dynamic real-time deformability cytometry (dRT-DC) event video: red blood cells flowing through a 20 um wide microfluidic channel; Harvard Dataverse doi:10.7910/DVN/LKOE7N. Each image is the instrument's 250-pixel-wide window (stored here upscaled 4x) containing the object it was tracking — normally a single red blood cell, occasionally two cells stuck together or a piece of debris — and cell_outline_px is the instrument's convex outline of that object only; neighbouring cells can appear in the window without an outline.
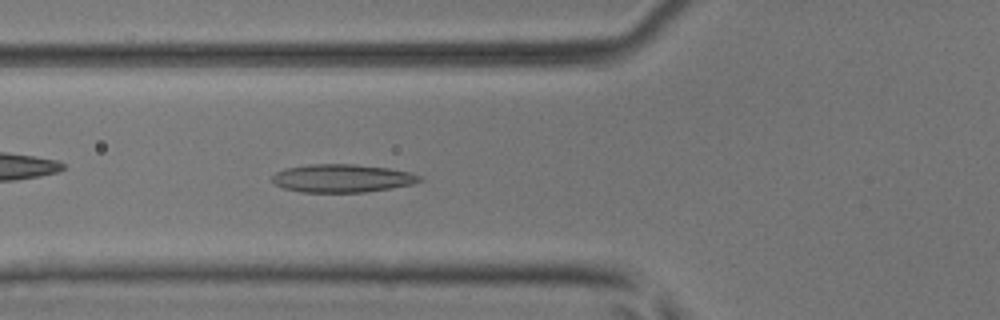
{"species": "common noctule bat (a hibernating species)", "species_latin": "Nyctalus noctula", "temperature_condition": "room temperature", "stored_images_in_passage": 5, "camera_frame_rate_fps": 3000, "um_per_image_px": 0.085, "animal": {"sex": "male", "body_mass_g": 17.9, "forearm_length_mm": 54.2}, "frame": {"image": 1, "passage_image": 5, "time_ms": 1.333, "image_size_px": [1000, 320], "cell_outline_px": [[424, 180], [412, 184], [392, 188], [364, 192], [300, 192], [284, 188], [276, 184], [272, 180], [272, 176], [276, 172], [284, 168], [312, 164], [356, 164], [388, 168], [412, 172], [424, 176]], "centroid_in_image_um": [29.14, 15.15], "position_along_channel_um": 96.7, "area_um2": 24.33}}